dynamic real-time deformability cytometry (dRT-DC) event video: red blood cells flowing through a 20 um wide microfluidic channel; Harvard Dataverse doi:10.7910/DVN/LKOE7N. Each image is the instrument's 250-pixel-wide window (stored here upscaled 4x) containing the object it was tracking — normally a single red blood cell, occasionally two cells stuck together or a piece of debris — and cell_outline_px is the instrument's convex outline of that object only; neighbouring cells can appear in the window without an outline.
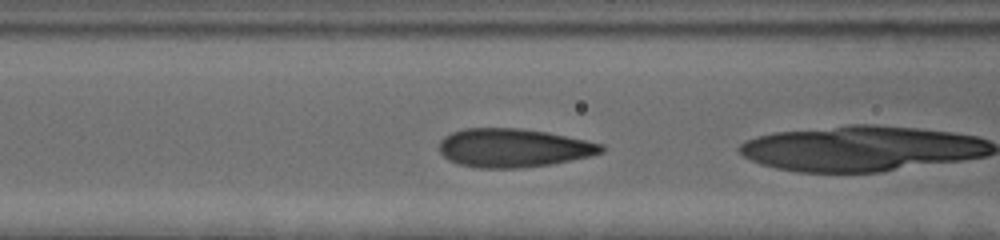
{"species": "human", "species_latin": "Homo sapiens", "temperature_condition": "cold", "stored_images_in_passage": 7, "camera_frame_rate_fps": 3000, "um_per_image_px": 0.085, "donor": {"sex": "female"}, "frame": {"image": 1, "passage_image": 3, "time_ms": 0.667, "image_size_px": [1000, 240], "cell_outline_px": [[604, 152], [592, 156], [552, 164], [520, 168], [476, 168], [460, 164], [448, 160], [440, 152], [440, 140], [444, 136], [452, 132], [464, 128], [520, 128], [548, 132], [604, 144]], "centroid_in_image_um": [43.65, 12.57], "position_along_channel_um": 122.9, "area_um2": 36.7}}
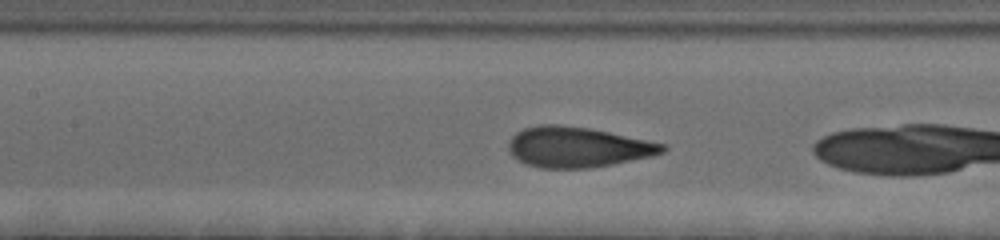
{"frame": {"image": 2, "passage_image": 6, "time_ms": 1.667, "image_size_px": [1000, 240], "cell_outline_px": [[668, 148], [664, 152], [652, 156], [592, 168], [540, 168], [524, 164], [512, 156], [508, 148], [508, 144], [512, 136], [516, 132], [524, 128], [540, 124], [560, 124], [588, 128], [608, 132], [664, 144]], "centroid_in_image_um": [49.05, 12.51], "position_along_channel_um": 158.4, "area_um2": 36.24}}